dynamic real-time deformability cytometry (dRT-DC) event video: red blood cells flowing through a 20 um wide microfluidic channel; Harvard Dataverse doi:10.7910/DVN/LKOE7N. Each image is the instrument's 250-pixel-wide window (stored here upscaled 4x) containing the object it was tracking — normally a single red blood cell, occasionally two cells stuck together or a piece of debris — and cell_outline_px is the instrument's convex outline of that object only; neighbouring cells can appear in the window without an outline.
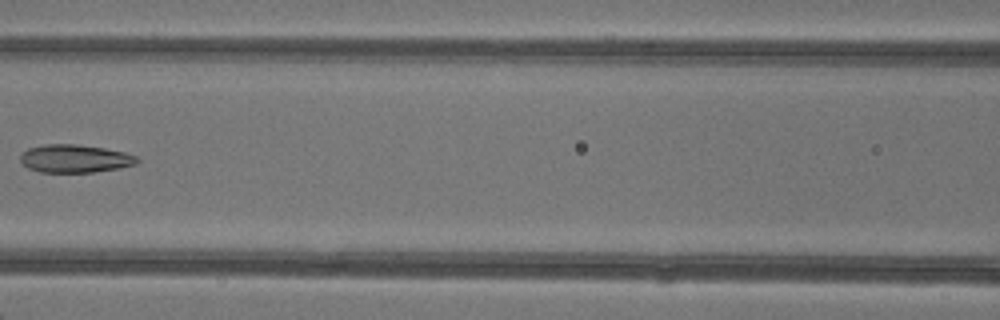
{"species": "common noctule bat (a hibernating species)", "species_latin": "Nyctalus noctula", "temperature_condition": "warm", "stored_images_in_passage": 6, "camera_frame_rate_fps": 3000, "um_per_image_px": 0.085, "animal": {"sex": "female"}, "frame": {"image": 1, "passage_image": 6, "time_ms": 6.667, "image_size_px": [1000, 320], "cell_outline_px": [[140, 160], [136, 164], [116, 168], [92, 172], [40, 172], [28, 168], [20, 160], [20, 156], [28, 148], [44, 144], [76, 144], [104, 148], [124, 152], [136, 156]], "centroid_in_image_um": [6.35, 13.47], "position_along_channel_um": 160.2, "area_um2": 18.9}}